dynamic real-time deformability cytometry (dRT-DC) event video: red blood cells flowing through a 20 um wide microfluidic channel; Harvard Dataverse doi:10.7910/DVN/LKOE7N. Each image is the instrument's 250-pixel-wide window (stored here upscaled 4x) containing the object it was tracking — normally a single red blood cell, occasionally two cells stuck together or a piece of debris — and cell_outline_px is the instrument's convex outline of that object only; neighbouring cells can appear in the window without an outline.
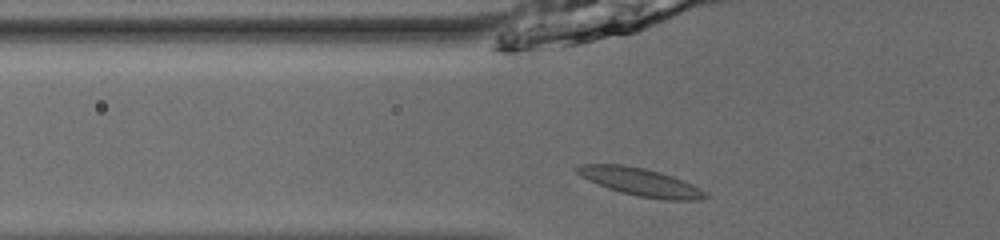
{"species": "common noctule bat (a hibernating species)", "species_latin": "Nyctalus noctula", "temperature_condition": "room temperature", "stored_images_in_passage": 35, "camera_frame_rate_fps": 3000, "um_per_image_px": 0.085, "animal": {"sex": "male", "body_mass_g": 13.0, "forearm_length_mm": 53.1}, "frame": {"image": 1, "passage_image": 2, "time_ms": 0.333, "image_size_px": [1000, 240], "cell_outline_px": [[712, 196], [692, 200], [664, 200], [636, 196], [620, 192], [608, 188], [588, 180], [576, 172], [576, 168], [584, 164], [624, 164], [644, 168], [660, 172], [672, 176], [692, 184], [700, 188]], "centroid_in_image_um": [54.47, 15.48], "position_along_channel_um": 71.3, "area_um2": 20.75}}
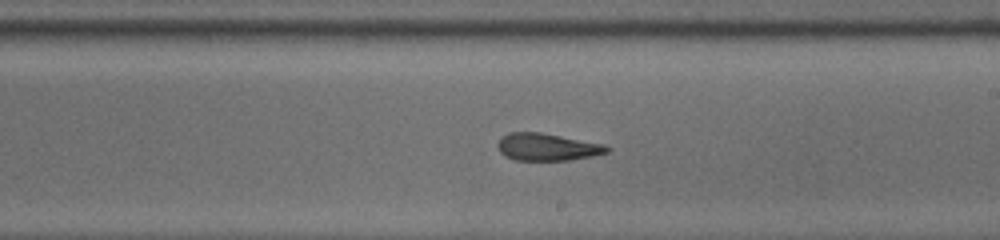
{"frame": {"image": 2, "passage_image": 15, "time_ms": 4.667, "image_size_px": [1000, 240], "cell_outline_px": [[612, 148], [608, 152], [592, 156], [568, 160], [516, 160], [504, 156], [500, 152], [496, 144], [500, 136], [508, 132], [540, 132], [604, 144]], "centroid_in_image_um": [46.47, 12.49], "position_along_channel_um": 242.5, "area_um2": 17.51}}
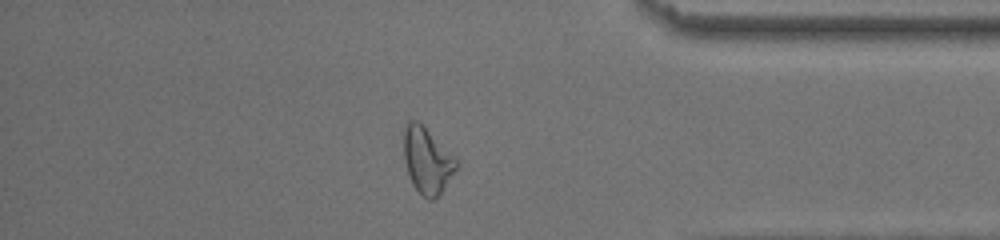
{"frame": {"image": 3, "passage_image": 28, "time_ms": 9.0, "image_size_px": [1000, 240], "cell_outline_px": [[456, 168], [444, 188], [432, 200], [428, 200], [412, 184], [408, 176], [404, 160], [404, 124], [408, 120], [416, 120], [456, 160]], "centroid_in_image_um": [36.24, 13.66], "position_along_channel_um": 399.0, "area_um2": 19.36}, "authors_computed_cell_mechanics": {"area_um2": 18.4382, "velocity_mm_per_s": 3.9622, "shape_relaxation_time_tau1_ms": null, "shape_relaxation_time_tau2_ms": 2.5388, "deformation_change_tau1": null, "deformation_change_tau2": 0.1204}}